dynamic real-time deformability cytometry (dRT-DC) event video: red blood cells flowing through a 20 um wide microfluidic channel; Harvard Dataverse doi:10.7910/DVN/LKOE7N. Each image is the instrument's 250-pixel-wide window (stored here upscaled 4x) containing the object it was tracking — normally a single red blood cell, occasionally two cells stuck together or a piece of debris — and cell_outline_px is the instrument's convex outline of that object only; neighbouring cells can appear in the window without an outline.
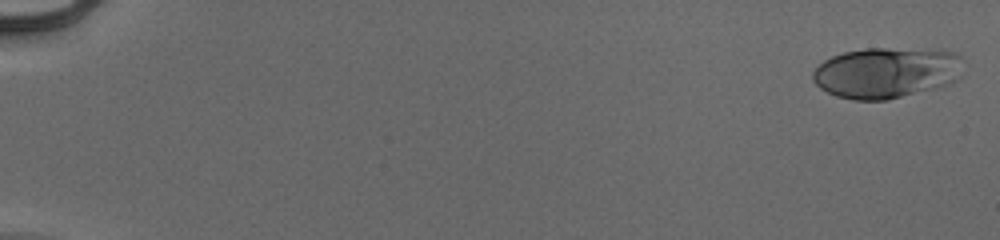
{"species": "human", "species_latin": "Homo sapiens", "temperature_condition": "cold", "stored_images_in_passage": 54, "camera_frame_rate_fps": 3000, "um_per_image_px": 0.085, "donor": {"sex": "male"}, "frame": {"image": 1, "passage_image": 1, "time_ms": 0.0, "image_size_px": [1000, 240], "cell_outline_px": [[960, 76], [956, 80], [948, 84], [884, 100], [852, 100], [836, 96], [820, 88], [812, 80], [812, 72], [824, 60], [832, 56], [844, 52], [868, 48], [884, 48], [956, 52], [960, 56]], "centroid_in_image_um": [75.28, 6.18], "position_along_channel_um": 9.7, "area_um2": 43.93}}
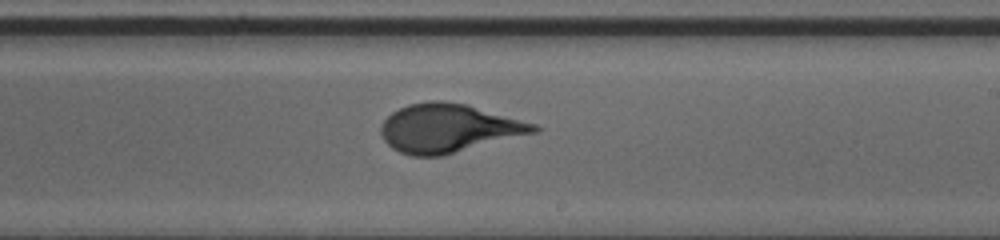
{"frame": {"image": 2, "passage_image": 34, "time_ms": 11.0, "image_size_px": [1000, 240], "cell_outline_px": [[540, 132], [444, 156], [412, 156], [400, 152], [392, 148], [384, 140], [380, 132], [380, 124], [392, 112], [408, 104], [428, 100], [440, 100], [468, 104], [536, 124], [540, 128]], "centroid_in_image_um": [38.15, 10.9], "position_along_channel_um": 250.8, "area_um2": 43.81}}
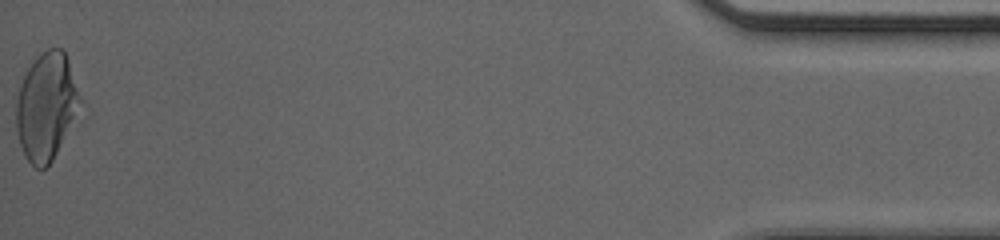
{"frame": {"image": 3, "passage_image": 54, "time_ms": 17.667, "image_size_px": [1000, 240], "cell_outline_px": [[88, 116], [52, 160], [44, 168], [36, 168], [28, 160], [20, 144], [16, 132], [16, 100], [24, 72], [36, 56], [48, 48], [60, 48], [64, 52], [68, 60]], "centroid_in_image_um": [4.07, 9.11], "position_along_channel_um": 431.1, "area_um2": 42.37}, "authors_computed_cell_mechanics": {"area_um2": 42.0784, "velocity_mm_per_s": 3.949, "shape_relaxation_time_tau1_ms": 5.0063, "shape_relaxation_time_tau2_ms": null, "deformation_change_tau1": 0.2236, "deformation_change_tau2": null}}